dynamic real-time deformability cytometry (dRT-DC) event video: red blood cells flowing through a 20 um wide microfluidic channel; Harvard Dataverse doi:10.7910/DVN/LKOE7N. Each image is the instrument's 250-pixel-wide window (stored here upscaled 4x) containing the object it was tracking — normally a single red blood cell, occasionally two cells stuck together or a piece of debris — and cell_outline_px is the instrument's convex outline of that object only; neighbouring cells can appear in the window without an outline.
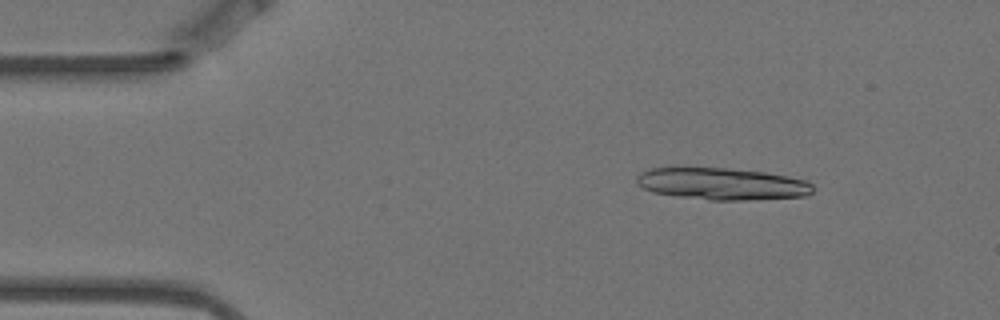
{"species": "Egyptian fruit bat (a non-hibernating species)", "species_latin": "Rousettus aegyptiacus", "temperature_condition": "warm", "stored_images_in_passage": 6, "camera_frame_rate_fps": 3000, "um_per_image_px": 0.085, "animal": {"sex": "female"}, "frame": {"image": 1, "passage_image": 2, "time_ms": 0.333, "image_size_px": [1000, 320], "cell_outline_px": [[812, 192], [808, 196], [744, 200], [708, 200], [652, 192], [636, 184], [636, 176], [640, 172], [648, 168], [724, 168], [764, 172], [788, 176], [808, 180], [812, 184]], "centroid_in_image_um": [61.38, 15.63], "position_along_channel_um": 23.6, "area_um2": 32.83}}
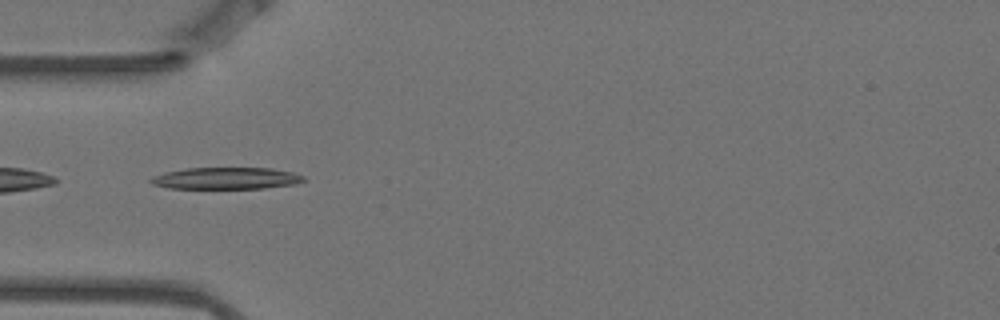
{"frame": {"image": 2, "passage_image": 5, "time_ms": 1.333, "image_size_px": [1000, 320], "cell_outline_px": [[304, 180], [296, 184], [264, 188], [168, 188], [152, 184], [148, 180], [152, 176], [164, 172], [184, 168], [272, 168], [292, 172], [304, 176]], "centroid_in_image_um": [19.19, 15.15], "position_along_channel_um": 65.8, "area_um2": 19.42}}
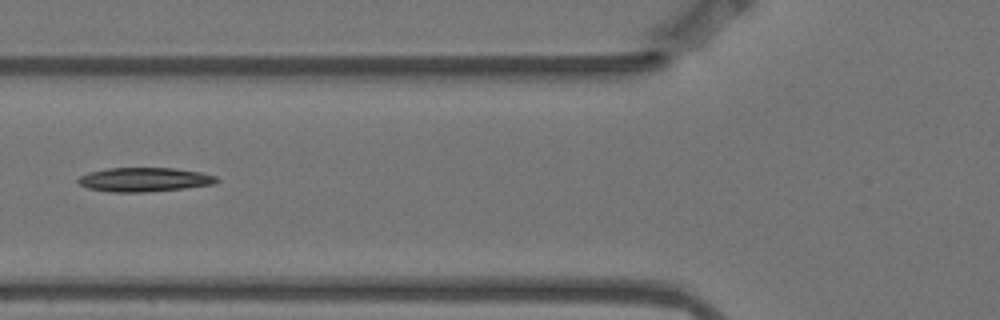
{"frame": {"image": 3, "passage_image": 6, "time_ms": 1.667, "image_size_px": [1000, 320], "cell_outline_px": [[220, 180], [216, 184], [184, 188], [144, 192], [108, 192], [88, 188], [80, 184], [76, 180], [80, 176], [88, 172], [108, 168], [172, 168], [200, 172], [216, 176]], "centroid_in_image_um": [12.27, 15.27], "position_along_channel_um": 113.5, "area_um2": 19.48}}